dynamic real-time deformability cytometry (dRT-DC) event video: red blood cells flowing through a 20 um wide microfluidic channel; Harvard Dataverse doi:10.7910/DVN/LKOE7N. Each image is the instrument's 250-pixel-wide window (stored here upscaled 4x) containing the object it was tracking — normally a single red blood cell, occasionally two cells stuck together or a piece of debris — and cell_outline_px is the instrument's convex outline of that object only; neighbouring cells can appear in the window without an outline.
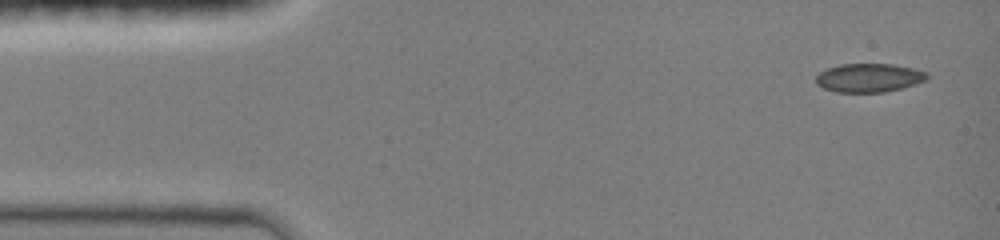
{"species": "common noctule bat (a hibernating species)", "species_latin": "Nyctalus noctula", "temperature_condition": "room temperature", "stored_images_in_passage": 39, "camera_frame_rate_fps": 3000, "um_per_image_px": 0.085, "animal": {"sex": "female", "body_mass_g": 19.0, "forearm_length_mm": 51.5}, "frame": {"image": 1, "passage_image": 1, "time_ms": 0.0, "image_size_px": [1000, 240], "cell_outline_px": [[928, 76], [924, 80], [900, 88], [884, 92], [836, 92], [824, 88], [816, 84], [816, 76], [820, 72], [828, 68], [840, 64], [892, 64], [912, 68], [928, 72]], "centroid_in_image_um": [73.82, 6.61], "position_along_channel_um": 11.2, "area_um2": 18.32}}
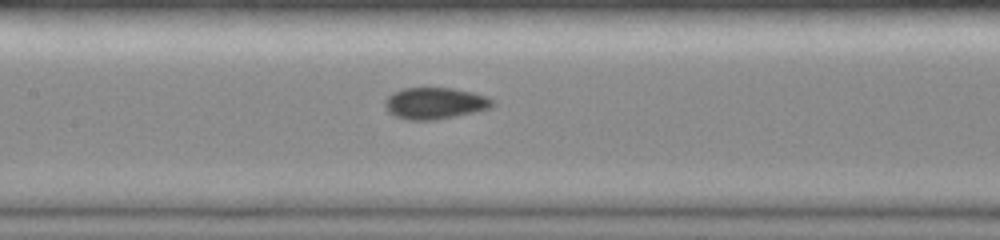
{"frame": {"image": 2, "passage_image": 25, "time_ms": 6.333, "image_size_px": [1000, 240], "cell_outline_px": [[492, 104], [488, 108], [476, 112], [432, 120], [408, 120], [396, 116], [388, 112], [384, 104], [384, 100], [392, 92], [404, 88], [452, 88], [472, 92], [488, 96], [492, 100]], "centroid_in_image_um": [36.93, 8.77], "position_along_channel_um": 170.5, "area_um2": 19.65}}
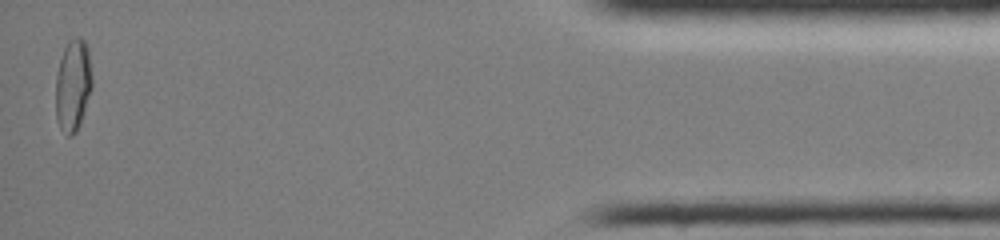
{"frame": {"image": 3, "passage_image": 39, "time_ms": 14.333, "image_size_px": [1000, 240], "cell_outline_px": [[92, 88], [80, 124], [76, 132], [72, 136], [68, 136], [60, 128], [56, 116], [56, 76], [60, 60], [64, 48], [68, 40], [76, 36], [84, 40], [88, 48], [92, 76]], "centroid_in_image_um": [6.21, 7.24], "position_along_channel_um": 429.0, "area_um2": 19.59}}